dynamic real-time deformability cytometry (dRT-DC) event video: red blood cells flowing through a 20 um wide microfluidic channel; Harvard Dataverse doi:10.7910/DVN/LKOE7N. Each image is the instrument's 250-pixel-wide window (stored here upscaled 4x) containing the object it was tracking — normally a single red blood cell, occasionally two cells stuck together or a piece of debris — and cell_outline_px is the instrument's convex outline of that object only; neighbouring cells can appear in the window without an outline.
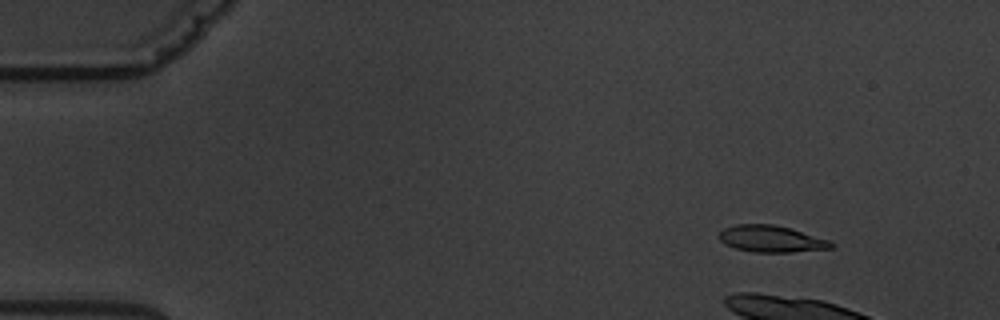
{"species": "common noctule bat (a hibernating species)", "species_latin": "Nyctalus noctula", "temperature_condition": "warm", "stored_images_in_passage": 6, "camera_frame_rate_fps": 3000, "um_per_image_px": 0.085, "animal": {"sex": "male", "body_mass_g": 19.5, "forearm_length_mm": 54.6}, "frame": {"image": 1, "passage_image": 2, "time_ms": 1.333, "image_size_px": [1000, 320], "cell_outline_px": [[836, 244], [832, 248], [792, 252], [752, 252], [736, 248], [724, 244], [720, 240], [720, 232], [724, 228], [736, 224], [772, 224], [788, 228], [832, 240]], "centroid_in_image_um": [65.59, 20.31], "position_along_channel_um": 19.4, "area_um2": 17.4}}